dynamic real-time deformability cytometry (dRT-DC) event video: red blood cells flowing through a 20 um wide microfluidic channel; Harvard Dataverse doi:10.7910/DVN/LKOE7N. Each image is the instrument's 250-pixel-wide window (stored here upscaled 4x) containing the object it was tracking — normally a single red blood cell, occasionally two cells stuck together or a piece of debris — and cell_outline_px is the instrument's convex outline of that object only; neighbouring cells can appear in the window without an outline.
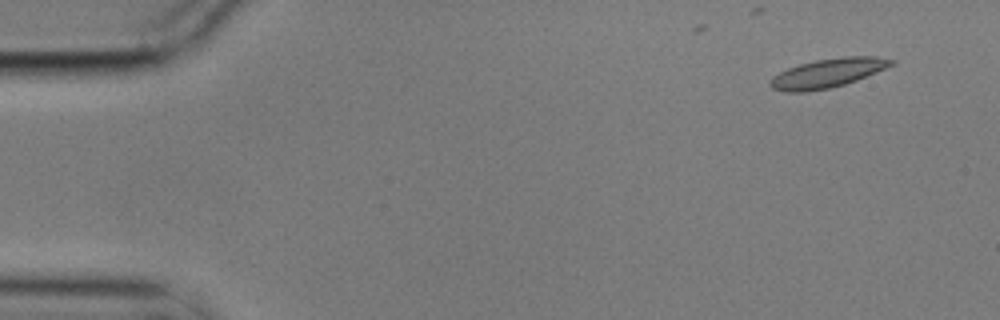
{"species": "common noctule bat (a hibernating species)", "species_latin": "Nyctalus noctula", "temperature_condition": "cold", "stored_images_in_passage": 6, "camera_frame_rate_fps": 3000, "um_per_image_px": 0.085, "animal": {"sex": "male", "body_mass_g": 17.9}, "frame": {"image": 1, "passage_image": 1, "time_ms": 0.0, "image_size_px": [1000, 320], "cell_outline_px": [[896, 64], [856, 80], [844, 84], [828, 88], [804, 92], [784, 92], [772, 88], [768, 84], [772, 76], [788, 68], [800, 64], [816, 60], [844, 56], [876, 56], [896, 60]], "centroid_in_image_um": [70.36, 6.2], "position_along_channel_um": 14.6, "area_um2": 20.46}}
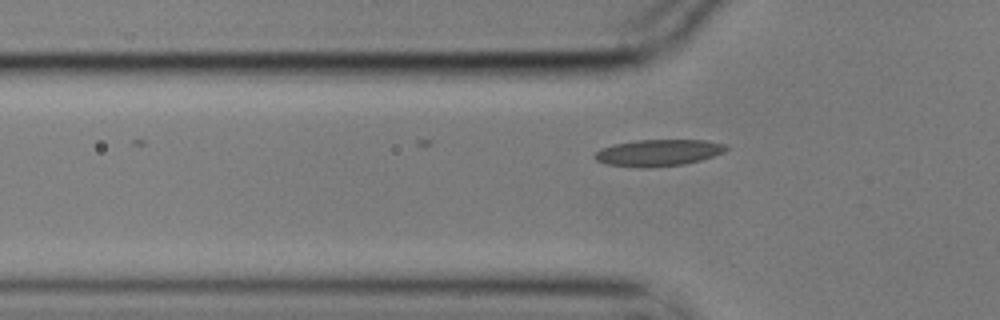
{"frame": {"image": 2, "passage_image": 5, "time_ms": 1.333, "image_size_px": [1000, 320], "cell_outline_px": [[728, 148], [724, 152], [700, 160], [684, 164], [644, 168], [608, 164], [596, 160], [592, 156], [600, 148], [616, 144], [636, 140], [708, 140], [728, 144]], "centroid_in_image_um": [55.98, 12.97], "position_along_channel_um": 69.8, "area_um2": 20.35}}
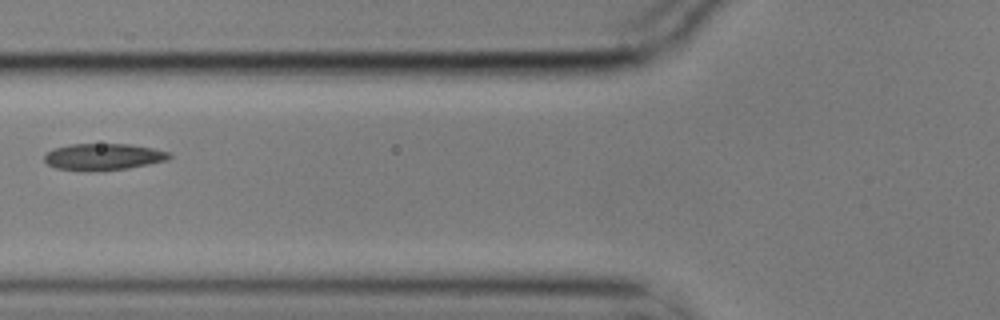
{"frame": {"image": 3, "passage_image": 6, "time_ms": 1.667, "image_size_px": [1000, 320], "cell_outline_px": [[172, 156], [168, 160], [128, 168], [56, 168], [48, 164], [44, 160], [44, 156], [52, 148], [72, 144], [128, 144], [152, 148], [168, 152]], "centroid_in_image_um": [8.81, 13.27], "position_along_channel_um": 117.0, "area_um2": 18.38}}